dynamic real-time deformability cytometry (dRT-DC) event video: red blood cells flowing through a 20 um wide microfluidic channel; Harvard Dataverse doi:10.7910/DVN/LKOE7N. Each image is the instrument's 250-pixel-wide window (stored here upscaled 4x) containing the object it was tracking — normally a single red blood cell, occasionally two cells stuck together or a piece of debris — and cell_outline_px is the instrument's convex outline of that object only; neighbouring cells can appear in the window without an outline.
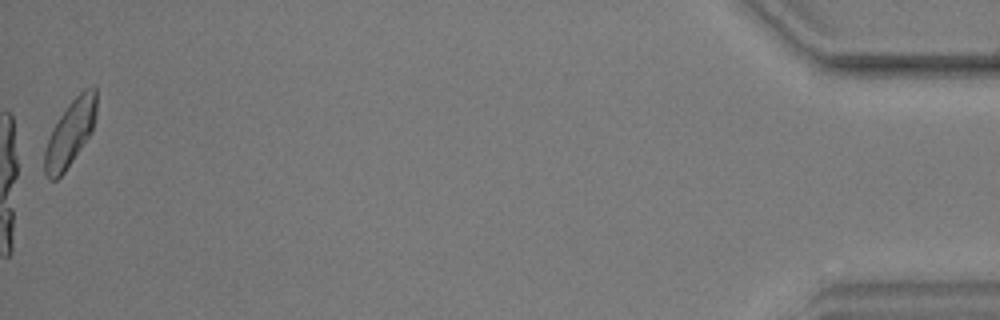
{"species": "common noctule bat (a hibernating species)", "species_latin": "Nyctalus noctula", "temperature_condition": "warm", "stored_images_in_passage": 48, "camera_frame_rate_fps": 3000, "um_per_image_px": 0.085, "animal": {"sex": "male", "body_mass_g": 17.9, "forearm_length_mm": 54.2}, "frame": {"image": 1, "passage_image": 48, "time_ms": 15.667, "image_size_px": [1000, 320], "cell_outline_px": [[96, 116], [92, 132], [64, 172], [56, 180], [48, 180], [44, 172], [44, 152], [52, 128], [68, 104], [84, 88], [96, 88]], "centroid_in_image_um": [5.96, 11.33], "position_along_channel_um": 429.2, "area_um2": 19.77}}